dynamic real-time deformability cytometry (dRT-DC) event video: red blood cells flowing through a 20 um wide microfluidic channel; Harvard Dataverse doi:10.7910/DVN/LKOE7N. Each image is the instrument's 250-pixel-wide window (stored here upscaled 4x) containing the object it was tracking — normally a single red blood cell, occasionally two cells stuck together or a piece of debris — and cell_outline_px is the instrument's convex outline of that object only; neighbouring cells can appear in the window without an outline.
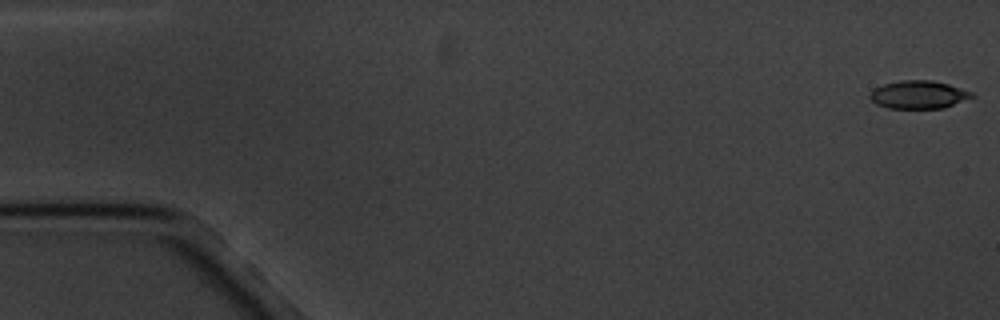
{"species": "common noctule bat (a hibernating species)", "species_latin": "Nyctalus noctula", "temperature_condition": "cold", "stored_images_in_passage": 6, "camera_frame_rate_fps": 3000, "um_per_image_px": 0.085, "animal": {"sex": "male", "body_mass_g": 20.1, "forearm_length_mm": 53.5}, "frame": {"image": 1, "passage_image": 1, "time_ms": 0.0, "image_size_px": [1000, 320], "cell_outline_px": [[976, 96], [944, 108], [888, 108], [876, 104], [868, 96], [876, 88], [884, 84], [900, 80], [932, 80], [948, 84], [972, 92]], "centroid_in_image_um": [78.09, 8.05], "position_along_channel_um": 6.9, "area_um2": 16.53}}
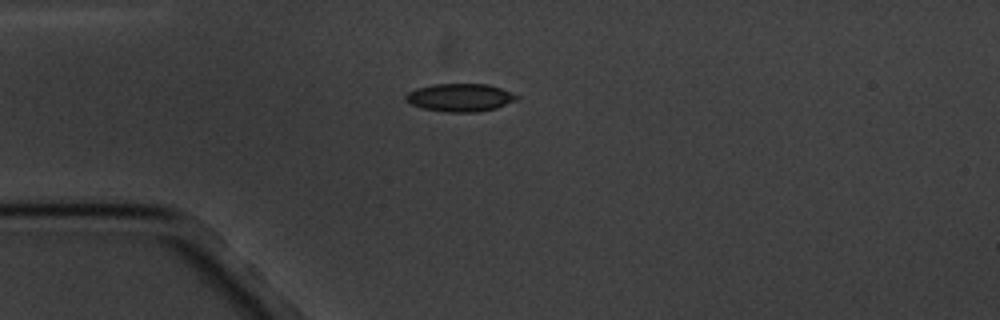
{"frame": {"image": 2, "passage_image": 5, "time_ms": 4.667, "image_size_px": [1000, 320], "cell_outline_px": [[520, 100], [496, 108], [476, 112], [444, 112], [420, 108], [408, 104], [404, 100], [404, 96], [408, 92], [416, 88], [432, 84], [488, 84], [500, 88], [520, 96]], "centroid_in_image_um": [39.08, 8.3], "position_along_channel_um": 45.9, "area_um2": 18.44}}
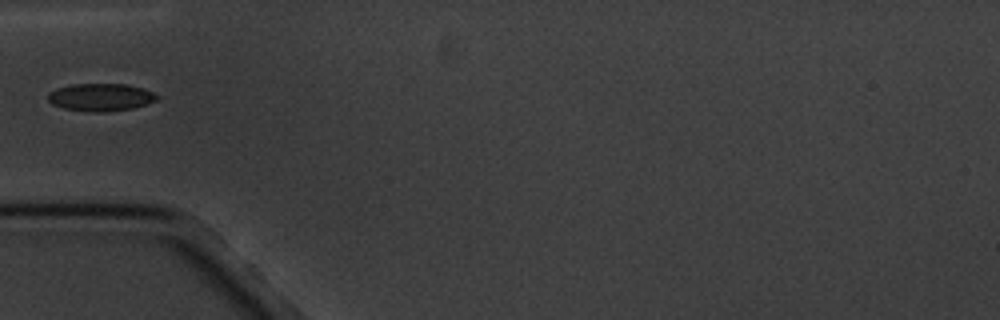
{"frame": {"image": 3, "passage_image": 6, "time_ms": 6.0, "image_size_px": [1000, 320], "cell_outline_px": [[160, 96], [156, 100], [132, 108], [100, 112], [96, 112], [64, 108], [52, 104], [48, 100], [48, 92], [56, 88], [72, 84], [128, 84], [144, 88]], "centroid_in_image_um": [8.55, 8.24], "position_along_channel_um": 76.5, "area_um2": 17.4}}